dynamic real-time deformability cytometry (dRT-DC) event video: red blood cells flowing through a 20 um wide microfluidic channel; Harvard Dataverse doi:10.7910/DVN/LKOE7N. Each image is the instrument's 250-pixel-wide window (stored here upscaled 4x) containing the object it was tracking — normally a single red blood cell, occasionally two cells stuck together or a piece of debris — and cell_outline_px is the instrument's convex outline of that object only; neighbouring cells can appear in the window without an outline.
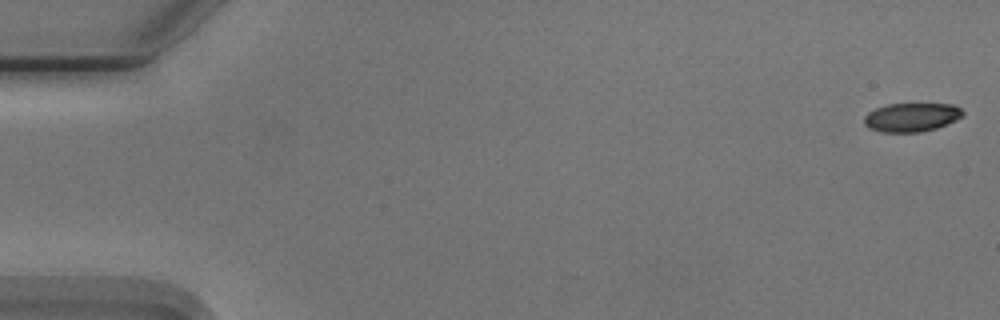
{"species": "Egyptian fruit bat (a non-hibernating species)", "species_latin": "Rousettus aegyptiacus", "temperature_condition": "cold", "stored_images_in_passage": 55, "camera_frame_rate_fps": 3000, "um_per_image_px": 0.085, "animal": {"sex": "male"}, "frame": {"image": 1, "passage_image": 1, "time_ms": 0.0, "image_size_px": [1000, 320], "cell_outline_px": [[964, 116], [956, 120], [936, 128], [920, 132], [880, 132], [868, 128], [864, 124], [864, 116], [868, 112], [876, 108], [888, 104], [956, 104], [964, 112]], "centroid_in_image_um": [77.48, 9.97], "position_along_channel_um": 7.5, "area_um2": 16.65}}
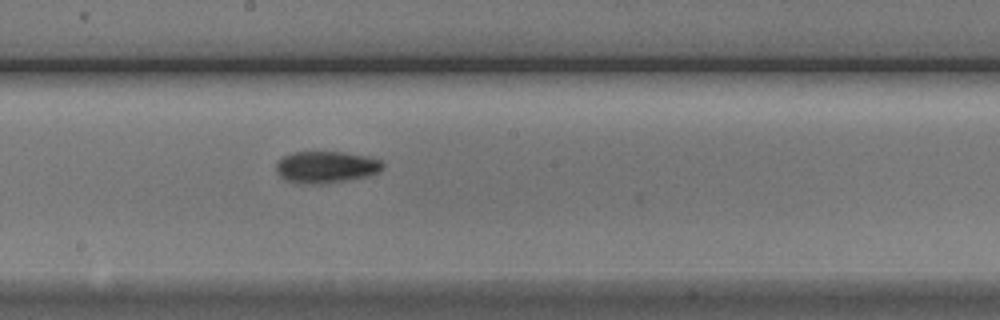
{"frame": {"image": 2, "passage_image": 30, "time_ms": 9.667, "image_size_px": [1000, 320], "cell_outline_px": [[384, 168], [380, 172], [364, 176], [328, 184], [308, 184], [284, 180], [276, 172], [276, 164], [284, 156], [292, 152], [344, 152], [368, 156], [380, 160], [384, 164]], "centroid_in_image_um": [27.72, 14.2], "position_along_channel_um": 220.5, "area_um2": 19.83}}
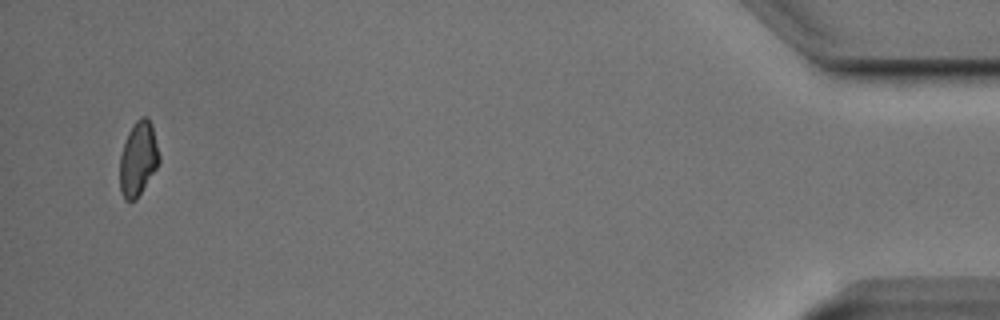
{"frame": {"image": 3, "passage_image": 53, "time_ms": 17.333, "image_size_px": [1000, 320], "cell_outline_px": [[160, 160], [156, 168], [136, 200], [124, 200], [120, 192], [120, 156], [128, 132], [132, 124], [140, 116], [148, 116], [152, 124], [160, 156]], "centroid_in_image_um": [11.74, 13.47], "position_along_channel_um": 423.5, "area_um2": 17.11}, "authors_computed_cell_mechanics": {"area_um2": 18.1492, "velocity_mm_per_s": 3.7469, "shape_relaxation_time_tau1_ms": 9.0971, "shape_relaxation_time_tau2_ms": 3.803, "deformation_change_tau1": 0.1747, "deformation_change_tau2": 0.0912}}